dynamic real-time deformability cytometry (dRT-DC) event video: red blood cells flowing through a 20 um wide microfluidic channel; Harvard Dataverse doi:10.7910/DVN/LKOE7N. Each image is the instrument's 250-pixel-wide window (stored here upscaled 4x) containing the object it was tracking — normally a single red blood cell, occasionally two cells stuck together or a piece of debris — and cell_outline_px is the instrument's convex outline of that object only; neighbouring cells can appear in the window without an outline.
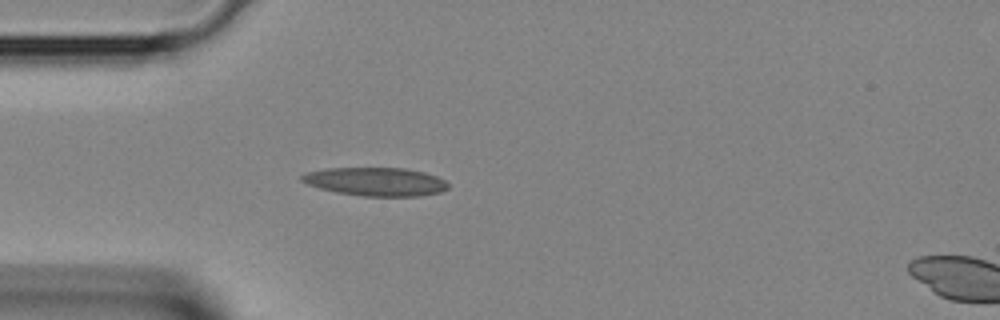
{"species": "Egyptian fruit bat (a non-hibernating species)", "species_latin": "Rousettus aegyptiacus", "temperature_condition": "room temperature", "stored_images_in_passage": 4, "segment_of_instrument_passage": [1, 2], "camera_frame_rate_fps": 3000, "um_per_image_px": 0.085, "animal": {"sex": "female"}, "frame": {"image": 1, "passage_image": 3, "time_ms": 0.667, "image_size_px": [1000, 320], "cell_outline_px": [[448, 188], [440, 192], [420, 196], [364, 196], [336, 192], [320, 188], [308, 184], [300, 180], [300, 176], [308, 172], [328, 168], [408, 168], [424, 172], [436, 176], [444, 180], [448, 184]], "centroid_in_image_um": [31.95, 15.44], "position_along_channel_um": 53.0, "area_um2": 24.16}}